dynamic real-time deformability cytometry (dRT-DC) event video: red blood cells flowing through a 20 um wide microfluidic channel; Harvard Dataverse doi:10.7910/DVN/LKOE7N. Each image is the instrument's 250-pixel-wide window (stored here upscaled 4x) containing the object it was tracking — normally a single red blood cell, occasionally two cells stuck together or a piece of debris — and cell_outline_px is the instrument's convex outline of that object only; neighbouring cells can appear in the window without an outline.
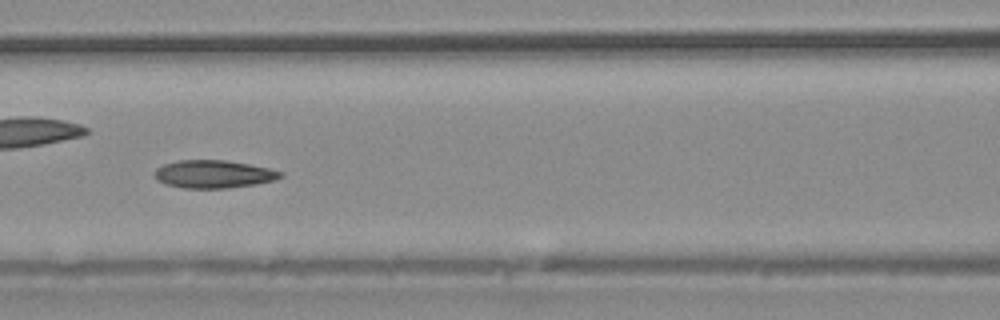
{"species": "common noctule bat (a hibernating species)", "species_latin": "Nyctalus noctula", "temperature_condition": "warm", "stored_images_in_passage": 39, "camera_frame_rate_fps": 3000, "um_per_image_px": 0.085, "animal": {"sex": "male", "body_mass_g": 20.4}, "frame": {"image": 1, "passage_image": 17, "time_ms": 5.333, "image_size_px": [1000, 320], "cell_outline_px": [[284, 176], [276, 180], [256, 184], [224, 188], [184, 188], [164, 184], [156, 180], [156, 168], [164, 164], [180, 160], [228, 160], [268, 168], [284, 172]], "centroid_in_image_um": [18.18, 14.8], "position_along_channel_um": 148.4, "area_um2": 20.46}}